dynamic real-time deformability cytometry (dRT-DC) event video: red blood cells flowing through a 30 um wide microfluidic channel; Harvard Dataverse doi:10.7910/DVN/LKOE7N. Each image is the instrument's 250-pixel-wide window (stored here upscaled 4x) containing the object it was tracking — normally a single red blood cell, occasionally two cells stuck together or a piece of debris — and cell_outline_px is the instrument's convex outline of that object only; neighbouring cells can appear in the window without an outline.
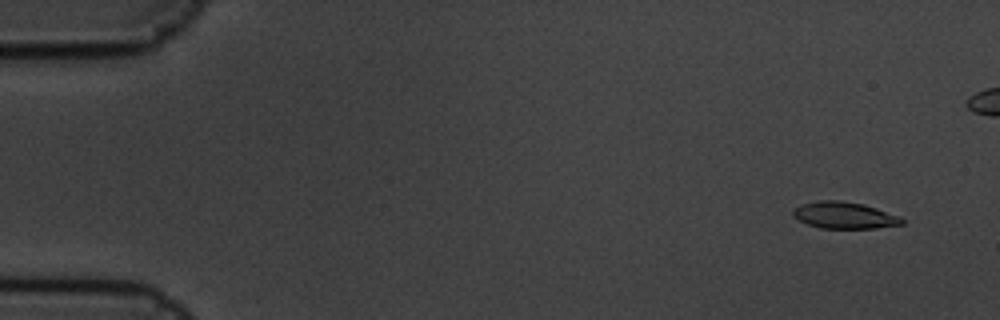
{"species": "common noctule bat (a hibernating species)", "species_latin": "Nyctalus noctula", "temperature_condition": "cold", "stored_images_in_passage": 7, "camera_frame_rate_fps": 3000, "um_per_image_px": 0.085, "animal": {"sex": "male", "body_mass_g": 19.5, "forearm_length_mm": 54.6}, "frame": {"image": 1, "passage_image": 2, "time_ms": 0.333, "image_size_px": [1000, 320], "cell_outline_px": [[904, 224], [876, 228], [820, 228], [808, 224], [792, 216], [792, 208], [800, 204], [820, 200], [836, 200], [864, 204], [900, 216], [904, 220]], "centroid_in_image_um": [71.75, 18.29], "position_along_channel_um": 13.2, "area_um2": 16.99}}